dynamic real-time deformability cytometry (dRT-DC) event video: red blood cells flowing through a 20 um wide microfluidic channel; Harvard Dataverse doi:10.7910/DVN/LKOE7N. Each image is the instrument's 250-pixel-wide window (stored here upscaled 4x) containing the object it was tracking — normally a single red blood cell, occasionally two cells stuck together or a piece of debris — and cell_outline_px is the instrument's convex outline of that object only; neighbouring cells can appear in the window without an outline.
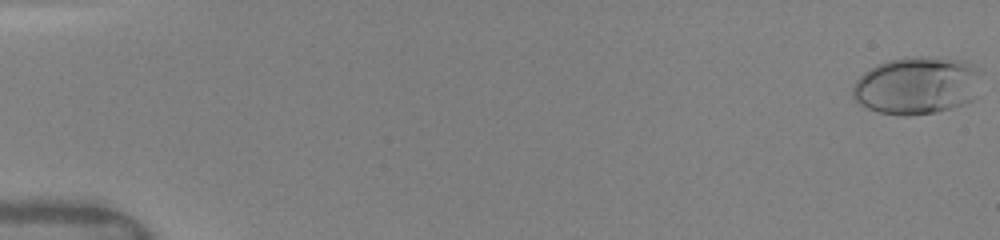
{"species": "human", "species_latin": "Homo sapiens", "temperature_condition": "warm", "stored_images_in_passage": 37, "camera_frame_rate_fps": 3000, "um_per_image_px": 0.085, "donor": {"sex": "female"}, "frame": {"image": 1, "passage_image": 1, "time_ms": 0.0, "image_size_px": [1000, 240], "cell_outline_px": [[980, 96], [964, 104], [952, 108], [936, 112], [908, 116], [904, 116], [880, 112], [868, 108], [860, 104], [852, 96], [852, 88], [856, 80], [864, 72], [876, 64], [888, 60], [904, 56], [924, 56], [964, 60], [976, 64], [980, 68]], "centroid_in_image_um": [78.0, 7.25], "position_along_channel_um": 7.0, "area_um2": 44.16}}
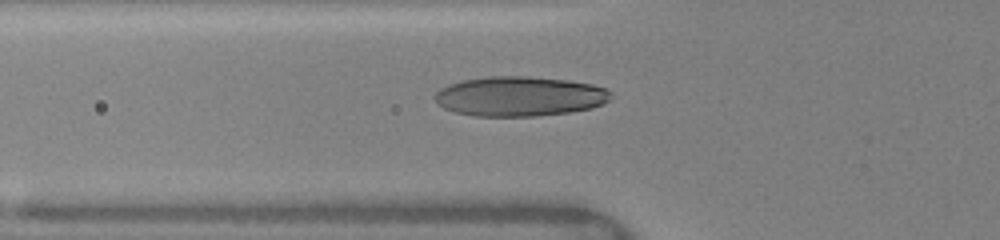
{"frame": {"image": 2, "passage_image": 16, "time_ms": 6.0, "image_size_px": [1000, 240], "cell_outline_px": [[612, 96], [604, 104], [592, 108], [568, 112], [536, 116], [476, 116], [456, 112], [444, 108], [436, 104], [436, 92], [440, 88], [448, 84], [464, 80], [488, 76], [528, 76], [568, 80], [592, 84], [604, 88], [612, 92]], "centroid_in_image_um": [44.18, 8.18], "position_along_channel_um": 81.6, "area_um2": 40.86}}
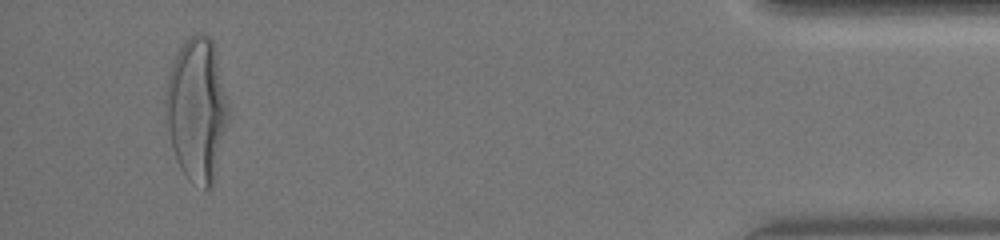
{"frame": {"image": 3, "passage_image": 35, "time_ms": 15.667, "image_size_px": [1000, 240], "cell_outline_px": [[228, 116], [212, 184], [208, 188], [204, 188], [188, 180], [180, 168], [172, 144], [168, 128], [164, 104], [168, 76], [172, 64], [180, 48], [192, 36], [200, 32], [204, 32], [212, 40], [216, 52], [228, 104]], "centroid_in_image_um": [16.72, 9.27], "position_along_channel_um": 418.5, "area_um2": 51.21}, "authors_computed_cell_mechanics": {"area_um2": 39.9976, "velocity_mm_per_s": 4.1038, "shape_relaxation_time_tau1_ms": 4.4356, "shape_relaxation_time_tau2_ms": null, "deformation_change_tau1": 0.2198, "deformation_change_tau2": null}}